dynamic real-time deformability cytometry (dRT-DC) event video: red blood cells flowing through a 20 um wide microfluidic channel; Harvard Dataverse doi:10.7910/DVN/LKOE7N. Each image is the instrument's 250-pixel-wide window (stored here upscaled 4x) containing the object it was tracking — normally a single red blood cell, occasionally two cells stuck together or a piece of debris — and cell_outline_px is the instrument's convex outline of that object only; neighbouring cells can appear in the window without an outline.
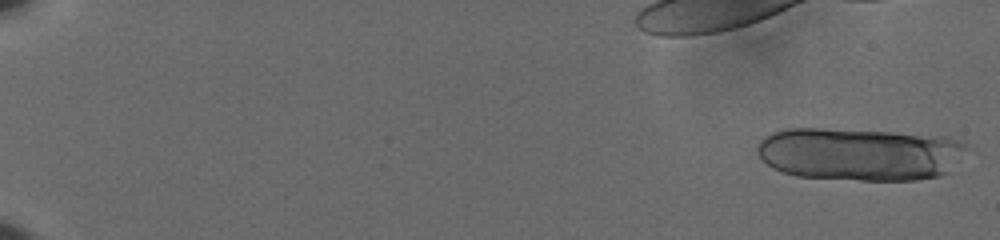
{"species": "human", "species_latin": "Homo sapiens", "temperature_condition": "cold", "stored_images_in_passage": 47, "camera_frame_rate_fps": 3000, "um_per_image_px": 0.085, "donor": {"sex": "male"}, "frame": {"image": 1, "passage_image": 1, "time_ms": 0.0, "image_size_px": [1000, 240], "cell_outline_px": [[968, 148], [948, 172], [940, 176], [916, 180], [860, 180], [796, 176], [772, 168], [756, 152], [756, 144], [764, 136], [772, 132], [788, 128], [820, 128], [892, 132], [948, 136], [968, 144]], "centroid_in_image_um": [73.07, 13.08], "position_along_channel_um": 11.9, "area_um2": 64.97}}